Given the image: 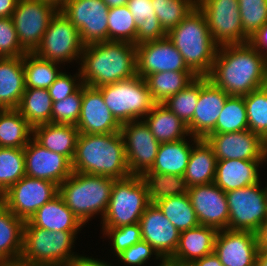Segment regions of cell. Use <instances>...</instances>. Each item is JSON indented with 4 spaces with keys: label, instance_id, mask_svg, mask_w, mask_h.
Wrapping results in <instances>:
<instances>
[{
    "label": "cell",
    "instance_id": "obj_1",
    "mask_svg": "<svg viewBox=\"0 0 267 266\" xmlns=\"http://www.w3.org/2000/svg\"><path fill=\"white\" fill-rule=\"evenodd\" d=\"M208 79L229 96L267 86V59L249 42L218 46Z\"/></svg>",
    "mask_w": 267,
    "mask_h": 266
},
{
    "label": "cell",
    "instance_id": "obj_2",
    "mask_svg": "<svg viewBox=\"0 0 267 266\" xmlns=\"http://www.w3.org/2000/svg\"><path fill=\"white\" fill-rule=\"evenodd\" d=\"M80 62L84 85L99 88L127 80L137 75L136 45L118 41L88 44L83 48Z\"/></svg>",
    "mask_w": 267,
    "mask_h": 266
},
{
    "label": "cell",
    "instance_id": "obj_3",
    "mask_svg": "<svg viewBox=\"0 0 267 266\" xmlns=\"http://www.w3.org/2000/svg\"><path fill=\"white\" fill-rule=\"evenodd\" d=\"M72 169L74 172L100 175L115 180L131 176L121 132L79 133Z\"/></svg>",
    "mask_w": 267,
    "mask_h": 266
},
{
    "label": "cell",
    "instance_id": "obj_4",
    "mask_svg": "<svg viewBox=\"0 0 267 266\" xmlns=\"http://www.w3.org/2000/svg\"><path fill=\"white\" fill-rule=\"evenodd\" d=\"M167 38L196 77L210 74L218 45L213 41L205 15L198 6L167 33Z\"/></svg>",
    "mask_w": 267,
    "mask_h": 266
},
{
    "label": "cell",
    "instance_id": "obj_5",
    "mask_svg": "<svg viewBox=\"0 0 267 266\" xmlns=\"http://www.w3.org/2000/svg\"><path fill=\"white\" fill-rule=\"evenodd\" d=\"M115 179L74 172L59 185V195L66 206L85 225L89 219L101 214L103 218L110 200Z\"/></svg>",
    "mask_w": 267,
    "mask_h": 266
},
{
    "label": "cell",
    "instance_id": "obj_6",
    "mask_svg": "<svg viewBox=\"0 0 267 266\" xmlns=\"http://www.w3.org/2000/svg\"><path fill=\"white\" fill-rule=\"evenodd\" d=\"M79 231H49L24 223L23 250L20 259L29 263L68 266L82 255L72 248Z\"/></svg>",
    "mask_w": 267,
    "mask_h": 266
},
{
    "label": "cell",
    "instance_id": "obj_7",
    "mask_svg": "<svg viewBox=\"0 0 267 266\" xmlns=\"http://www.w3.org/2000/svg\"><path fill=\"white\" fill-rule=\"evenodd\" d=\"M111 114L122 125L143 119L157 104L146 80L139 75L98 88Z\"/></svg>",
    "mask_w": 267,
    "mask_h": 266
},
{
    "label": "cell",
    "instance_id": "obj_8",
    "mask_svg": "<svg viewBox=\"0 0 267 266\" xmlns=\"http://www.w3.org/2000/svg\"><path fill=\"white\" fill-rule=\"evenodd\" d=\"M150 204L147 186L141 176L131 175L125 179L115 180L107 210L101 220L102 227H121L139 223Z\"/></svg>",
    "mask_w": 267,
    "mask_h": 266
},
{
    "label": "cell",
    "instance_id": "obj_9",
    "mask_svg": "<svg viewBox=\"0 0 267 266\" xmlns=\"http://www.w3.org/2000/svg\"><path fill=\"white\" fill-rule=\"evenodd\" d=\"M84 44L79 31L71 21L58 10L52 17L41 43L34 53L49 61L65 64L81 60Z\"/></svg>",
    "mask_w": 267,
    "mask_h": 266
},
{
    "label": "cell",
    "instance_id": "obj_10",
    "mask_svg": "<svg viewBox=\"0 0 267 266\" xmlns=\"http://www.w3.org/2000/svg\"><path fill=\"white\" fill-rule=\"evenodd\" d=\"M197 6L218 46L249 42L242 28L238 0H197Z\"/></svg>",
    "mask_w": 267,
    "mask_h": 266
},
{
    "label": "cell",
    "instance_id": "obj_11",
    "mask_svg": "<svg viewBox=\"0 0 267 266\" xmlns=\"http://www.w3.org/2000/svg\"><path fill=\"white\" fill-rule=\"evenodd\" d=\"M59 7L46 0H18L12 14L21 47L34 52Z\"/></svg>",
    "mask_w": 267,
    "mask_h": 266
},
{
    "label": "cell",
    "instance_id": "obj_12",
    "mask_svg": "<svg viewBox=\"0 0 267 266\" xmlns=\"http://www.w3.org/2000/svg\"><path fill=\"white\" fill-rule=\"evenodd\" d=\"M229 209L228 230L254 232L267 218L265 193L260 183L225 192Z\"/></svg>",
    "mask_w": 267,
    "mask_h": 266
},
{
    "label": "cell",
    "instance_id": "obj_13",
    "mask_svg": "<svg viewBox=\"0 0 267 266\" xmlns=\"http://www.w3.org/2000/svg\"><path fill=\"white\" fill-rule=\"evenodd\" d=\"M59 10L79 31L84 45L108 41L109 7L103 0H65Z\"/></svg>",
    "mask_w": 267,
    "mask_h": 266
},
{
    "label": "cell",
    "instance_id": "obj_14",
    "mask_svg": "<svg viewBox=\"0 0 267 266\" xmlns=\"http://www.w3.org/2000/svg\"><path fill=\"white\" fill-rule=\"evenodd\" d=\"M58 194L59 186L54 182L25 175L9 188L0 200L16 217L27 221Z\"/></svg>",
    "mask_w": 267,
    "mask_h": 266
},
{
    "label": "cell",
    "instance_id": "obj_15",
    "mask_svg": "<svg viewBox=\"0 0 267 266\" xmlns=\"http://www.w3.org/2000/svg\"><path fill=\"white\" fill-rule=\"evenodd\" d=\"M131 175L142 176L155 162L160 143L143 119L121 125L120 130Z\"/></svg>",
    "mask_w": 267,
    "mask_h": 266
},
{
    "label": "cell",
    "instance_id": "obj_16",
    "mask_svg": "<svg viewBox=\"0 0 267 266\" xmlns=\"http://www.w3.org/2000/svg\"><path fill=\"white\" fill-rule=\"evenodd\" d=\"M204 139L212 146L217 161L267 160L264 139L252 131L209 133Z\"/></svg>",
    "mask_w": 267,
    "mask_h": 266
},
{
    "label": "cell",
    "instance_id": "obj_17",
    "mask_svg": "<svg viewBox=\"0 0 267 266\" xmlns=\"http://www.w3.org/2000/svg\"><path fill=\"white\" fill-rule=\"evenodd\" d=\"M137 75L146 78L157 72H191L169 38L136 45Z\"/></svg>",
    "mask_w": 267,
    "mask_h": 266
},
{
    "label": "cell",
    "instance_id": "obj_18",
    "mask_svg": "<svg viewBox=\"0 0 267 266\" xmlns=\"http://www.w3.org/2000/svg\"><path fill=\"white\" fill-rule=\"evenodd\" d=\"M199 225L217 230L228 228L229 209L225 192L215 183L195 185L187 193Z\"/></svg>",
    "mask_w": 267,
    "mask_h": 266
},
{
    "label": "cell",
    "instance_id": "obj_19",
    "mask_svg": "<svg viewBox=\"0 0 267 266\" xmlns=\"http://www.w3.org/2000/svg\"><path fill=\"white\" fill-rule=\"evenodd\" d=\"M23 150L26 176L59 186L73 173L72 162L66 156L42 147L33 138Z\"/></svg>",
    "mask_w": 267,
    "mask_h": 266
},
{
    "label": "cell",
    "instance_id": "obj_20",
    "mask_svg": "<svg viewBox=\"0 0 267 266\" xmlns=\"http://www.w3.org/2000/svg\"><path fill=\"white\" fill-rule=\"evenodd\" d=\"M142 240L149 243L162 259H170L179 244L180 231L156 204H150L140 221Z\"/></svg>",
    "mask_w": 267,
    "mask_h": 266
},
{
    "label": "cell",
    "instance_id": "obj_21",
    "mask_svg": "<svg viewBox=\"0 0 267 266\" xmlns=\"http://www.w3.org/2000/svg\"><path fill=\"white\" fill-rule=\"evenodd\" d=\"M214 253L223 266H255L258 254L255 233L218 230Z\"/></svg>",
    "mask_w": 267,
    "mask_h": 266
},
{
    "label": "cell",
    "instance_id": "obj_22",
    "mask_svg": "<svg viewBox=\"0 0 267 266\" xmlns=\"http://www.w3.org/2000/svg\"><path fill=\"white\" fill-rule=\"evenodd\" d=\"M76 127L83 134H108L121 130V124L104 103L101 91L84 84L81 113Z\"/></svg>",
    "mask_w": 267,
    "mask_h": 266
},
{
    "label": "cell",
    "instance_id": "obj_23",
    "mask_svg": "<svg viewBox=\"0 0 267 266\" xmlns=\"http://www.w3.org/2000/svg\"><path fill=\"white\" fill-rule=\"evenodd\" d=\"M229 95L215 86L208 77H201V90L192 122L187 126L190 136L205 138L216 126Z\"/></svg>",
    "mask_w": 267,
    "mask_h": 266
},
{
    "label": "cell",
    "instance_id": "obj_24",
    "mask_svg": "<svg viewBox=\"0 0 267 266\" xmlns=\"http://www.w3.org/2000/svg\"><path fill=\"white\" fill-rule=\"evenodd\" d=\"M267 160H220L216 164L214 183L224 192L261 183L259 165Z\"/></svg>",
    "mask_w": 267,
    "mask_h": 266
},
{
    "label": "cell",
    "instance_id": "obj_25",
    "mask_svg": "<svg viewBox=\"0 0 267 266\" xmlns=\"http://www.w3.org/2000/svg\"><path fill=\"white\" fill-rule=\"evenodd\" d=\"M218 230L204 225L180 232L179 244L169 259L185 266L214 252Z\"/></svg>",
    "mask_w": 267,
    "mask_h": 266
},
{
    "label": "cell",
    "instance_id": "obj_26",
    "mask_svg": "<svg viewBox=\"0 0 267 266\" xmlns=\"http://www.w3.org/2000/svg\"><path fill=\"white\" fill-rule=\"evenodd\" d=\"M190 137L194 146L184 174L187 186L214 183L217 159L212 146L206 139Z\"/></svg>",
    "mask_w": 267,
    "mask_h": 266
},
{
    "label": "cell",
    "instance_id": "obj_27",
    "mask_svg": "<svg viewBox=\"0 0 267 266\" xmlns=\"http://www.w3.org/2000/svg\"><path fill=\"white\" fill-rule=\"evenodd\" d=\"M79 130L76 125L47 123L33 127L32 138L42 147L73 161Z\"/></svg>",
    "mask_w": 267,
    "mask_h": 266
},
{
    "label": "cell",
    "instance_id": "obj_28",
    "mask_svg": "<svg viewBox=\"0 0 267 266\" xmlns=\"http://www.w3.org/2000/svg\"><path fill=\"white\" fill-rule=\"evenodd\" d=\"M24 91L22 57L0 58V109H17Z\"/></svg>",
    "mask_w": 267,
    "mask_h": 266
},
{
    "label": "cell",
    "instance_id": "obj_29",
    "mask_svg": "<svg viewBox=\"0 0 267 266\" xmlns=\"http://www.w3.org/2000/svg\"><path fill=\"white\" fill-rule=\"evenodd\" d=\"M33 226L49 231H80L84 225L58 194L40 207L28 220Z\"/></svg>",
    "mask_w": 267,
    "mask_h": 266
},
{
    "label": "cell",
    "instance_id": "obj_30",
    "mask_svg": "<svg viewBox=\"0 0 267 266\" xmlns=\"http://www.w3.org/2000/svg\"><path fill=\"white\" fill-rule=\"evenodd\" d=\"M25 221L16 217L0 200V262L10 264L20 259Z\"/></svg>",
    "mask_w": 267,
    "mask_h": 266
},
{
    "label": "cell",
    "instance_id": "obj_31",
    "mask_svg": "<svg viewBox=\"0 0 267 266\" xmlns=\"http://www.w3.org/2000/svg\"><path fill=\"white\" fill-rule=\"evenodd\" d=\"M143 120L159 143L180 141L190 136L187 125L161 103H157Z\"/></svg>",
    "mask_w": 267,
    "mask_h": 266
},
{
    "label": "cell",
    "instance_id": "obj_32",
    "mask_svg": "<svg viewBox=\"0 0 267 266\" xmlns=\"http://www.w3.org/2000/svg\"><path fill=\"white\" fill-rule=\"evenodd\" d=\"M192 145L187 139L160 143L155 162L149 171L184 176Z\"/></svg>",
    "mask_w": 267,
    "mask_h": 266
},
{
    "label": "cell",
    "instance_id": "obj_33",
    "mask_svg": "<svg viewBox=\"0 0 267 266\" xmlns=\"http://www.w3.org/2000/svg\"><path fill=\"white\" fill-rule=\"evenodd\" d=\"M31 136L33 127L17 109H0V147L24 149Z\"/></svg>",
    "mask_w": 267,
    "mask_h": 266
},
{
    "label": "cell",
    "instance_id": "obj_34",
    "mask_svg": "<svg viewBox=\"0 0 267 266\" xmlns=\"http://www.w3.org/2000/svg\"><path fill=\"white\" fill-rule=\"evenodd\" d=\"M53 101L48 89L25 88L17 110L32 126L52 123Z\"/></svg>",
    "mask_w": 267,
    "mask_h": 266
},
{
    "label": "cell",
    "instance_id": "obj_35",
    "mask_svg": "<svg viewBox=\"0 0 267 266\" xmlns=\"http://www.w3.org/2000/svg\"><path fill=\"white\" fill-rule=\"evenodd\" d=\"M196 76L192 72H157L148 75L145 80L156 103L165 102L190 84Z\"/></svg>",
    "mask_w": 267,
    "mask_h": 266
},
{
    "label": "cell",
    "instance_id": "obj_36",
    "mask_svg": "<svg viewBox=\"0 0 267 266\" xmlns=\"http://www.w3.org/2000/svg\"><path fill=\"white\" fill-rule=\"evenodd\" d=\"M25 72V88L48 89L61 74L59 63L37 56L34 52H27L22 57Z\"/></svg>",
    "mask_w": 267,
    "mask_h": 266
},
{
    "label": "cell",
    "instance_id": "obj_37",
    "mask_svg": "<svg viewBox=\"0 0 267 266\" xmlns=\"http://www.w3.org/2000/svg\"><path fill=\"white\" fill-rule=\"evenodd\" d=\"M146 183L151 204L161 199L188 193L184 176L146 171L142 176Z\"/></svg>",
    "mask_w": 267,
    "mask_h": 266
},
{
    "label": "cell",
    "instance_id": "obj_38",
    "mask_svg": "<svg viewBox=\"0 0 267 266\" xmlns=\"http://www.w3.org/2000/svg\"><path fill=\"white\" fill-rule=\"evenodd\" d=\"M155 204L180 232L199 225L187 194L164 198Z\"/></svg>",
    "mask_w": 267,
    "mask_h": 266
},
{
    "label": "cell",
    "instance_id": "obj_39",
    "mask_svg": "<svg viewBox=\"0 0 267 266\" xmlns=\"http://www.w3.org/2000/svg\"><path fill=\"white\" fill-rule=\"evenodd\" d=\"M248 130L243 96H229L224 103L215 128L210 133H231Z\"/></svg>",
    "mask_w": 267,
    "mask_h": 266
},
{
    "label": "cell",
    "instance_id": "obj_40",
    "mask_svg": "<svg viewBox=\"0 0 267 266\" xmlns=\"http://www.w3.org/2000/svg\"><path fill=\"white\" fill-rule=\"evenodd\" d=\"M24 176V150L0 147V197Z\"/></svg>",
    "mask_w": 267,
    "mask_h": 266
},
{
    "label": "cell",
    "instance_id": "obj_41",
    "mask_svg": "<svg viewBox=\"0 0 267 266\" xmlns=\"http://www.w3.org/2000/svg\"><path fill=\"white\" fill-rule=\"evenodd\" d=\"M200 90L201 77H196L184 89L163 102V105L176 114L188 126L192 122Z\"/></svg>",
    "mask_w": 267,
    "mask_h": 266
},
{
    "label": "cell",
    "instance_id": "obj_42",
    "mask_svg": "<svg viewBox=\"0 0 267 266\" xmlns=\"http://www.w3.org/2000/svg\"><path fill=\"white\" fill-rule=\"evenodd\" d=\"M137 26L127 5L109 8L108 41L134 44Z\"/></svg>",
    "mask_w": 267,
    "mask_h": 266
},
{
    "label": "cell",
    "instance_id": "obj_43",
    "mask_svg": "<svg viewBox=\"0 0 267 266\" xmlns=\"http://www.w3.org/2000/svg\"><path fill=\"white\" fill-rule=\"evenodd\" d=\"M248 129L267 138V86L244 95Z\"/></svg>",
    "mask_w": 267,
    "mask_h": 266
},
{
    "label": "cell",
    "instance_id": "obj_44",
    "mask_svg": "<svg viewBox=\"0 0 267 266\" xmlns=\"http://www.w3.org/2000/svg\"><path fill=\"white\" fill-rule=\"evenodd\" d=\"M161 27L168 33L196 6L197 0H151Z\"/></svg>",
    "mask_w": 267,
    "mask_h": 266
},
{
    "label": "cell",
    "instance_id": "obj_45",
    "mask_svg": "<svg viewBox=\"0 0 267 266\" xmlns=\"http://www.w3.org/2000/svg\"><path fill=\"white\" fill-rule=\"evenodd\" d=\"M244 33L250 38L267 22V0H238Z\"/></svg>",
    "mask_w": 267,
    "mask_h": 266
},
{
    "label": "cell",
    "instance_id": "obj_46",
    "mask_svg": "<svg viewBox=\"0 0 267 266\" xmlns=\"http://www.w3.org/2000/svg\"><path fill=\"white\" fill-rule=\"evenodd\" d=\"M83 85L64 100L53 102L52 123L76 125L82 106Z\"/></svg>",
    "mask_w": 267,
    "mask_h": 266
},
{
    "label": "cell",
    "instance_id": "obj_47",
    "mask_svg": "<svg viewBox=\"0 0 267 266\" xmlns=\"http://www.w3.org/2000/svg\"><path fill=\"white\" fill-rule=\"evenodd\" d=\"M103 235L112 241L115 256L142 240L139 223L121 227H102Z\"/></svg>",
    "mask_w": 267,
    "mask_h": 266
},
{
    "label": "cell",
    "instance_id": "obj_48",
    "mask_svg": "<svg viewBox=\"0 0 267 266\" xmlns=\"http://www.w3.org/2000/svg\"><path fill=\"white\" fill-rule=\"evenodd\" d=\"M26 53L20 45L12 17L0 18V58L23 57Z\"/></svg>",
    "mask_w": 267,
    "mask_h": 266
},
{
    "label": "cell",
    "instance_id": "obj_49",
    "mask_svg": "<svg viewBox=\"0 0 267 266\" xmlns=\"http://www.w3.org/2000/svg\"><path fill=\"white\" fill-rule=\"evenodd\" d=\"M82 85L79 69L74 76L61 71L55 82L48 88V92L53 102L61 101L75 93Z\"/></svg>",
    "mask_w": 267,
    "mask_h": 266
},
{
    "label": "cell",
    "instance_id": "obj_50",
    "mask_svg": "<svg viewBox=\"0 0 267 266\" xmlns=\"http://www.w3.org/2000/svg\"><path fill=\"white\" fill-rule=\"evenodd\" d=\"M153 254L156 256V260H163L149 243L141 240L122 251L117 255V258L125 265L141 266L144 265V263L146 264Z\"/></svg>",
    "mask_w": 267,
    "mask_h": 266
},
{
    "label": "cell",
    "instance_id": "obj_51",
    "mask_svg": "<svg viewBox=\"0 0 267 266\" xmlns=\"http://www.w3.org/2000/svg\"><path fill=\"white\" fill-rule=\"evenodd\" d=\"M165 37H167V33L161 27L159 20H143L142 23L137 26V35L134 44L139 45L149 41L160 40Z\"/></svg>",
    "mask_w": 267,
    "mask_h": 266
},
{
    "label": "cell",
    "instance_id": "obj_52",
    "mask_svg": "<svg viewBox=\"0 0 267 266\" xmlns=\"http://www.w3.org/2000/svg\"><path fill=\"white\" fill-rule=\"evenodd\" d=\"M127 6L136 26L141 24L143 20H159L151 0H128Z\"/></svg>",
    "mask_w": 267,
    "mask_h": 266
},
{
    "label": "cell",
    "instance_id": "obj_53",
    "mask_svg": "<svg viewBox=\"0 0 267 266\" xmlns=\"http://www.w3.org/2000/svg\"><path fill=\"white\" fill-rule=\"evenodd\" d=\"M249 43L267 59V22L250 37Z\"/></svg>",
    "mask_w": 267,
    "mask_h": 266
},
{
    "label": "cell",
    "instance_id": "obj_54",
    "mask_svg": "<svg viewBox=\"0 0 267 266\" xmlns=\"http://www.w3.org/2000/svg\"><path fill=\"white\" fill-rule=\"evenodd\" d=\"M258 251H267V218L255 231Z\"/></svg>",
    "mask_w": 267,
    "mask_h": 266
},
{
    "label": "cell",
    "instance_id": "obj_55",
    "mask_svg": "<svg viewBox=\"0 0 267 266\" xmlns=\"http://www.w3.org/2000/svg\"><path fill=\"white\" fill-rule=\"evenodd\" d=\"M68 266H111V264L92 257L81 256L80 258L74 260Z\"/></svg>",
    "mask_w": 267,
    "mask_h": 266
},
{
    "label": "cell",
    "instance_id": "obj_56",
    "mask_svg": "<svg viewBox=\"0 0 267 266\" xmlns=\"http://www.w3.org/2000/svg\"><path fill=\"white\" fill-rule=\"evenodd\" d=\"M188 266H223L220 262V259L213 252L209 255H206L200 259L194 260Z\"/></svg>",
    "mask_w": 267,
    "mask_h": 266
},
{
    "label": "cell",
    "instance_id": "obj_57",
    "mask_svg": "<svg viewBox=\"0 0 267 266\" xmlns=\"http://www.w3.org/2000/svg\"><path fill=\"white\" fill-rule=\"evenodd\" d=\"M18 0H0V18L12 17Z\"/></svg>",
    "mask_w": 267,
    "mask_h": 266
},
{
    "label": "cell",
    "instance_id": "obj_58",
    "mask_svg": "<svg viewBox=\"0 0 267 266\" xmlns=\"http://www.w3.org/2000/svg\"><path fill=\"white\" fill-rule=\"evenodd\" d=\"M4 266H55L51 264H40V263H29L25 262L21 259H18L10 264L4 265Z\"/></svg>",
    "mask_w": 267,
    "mask_h": 266
},
{
    "label": "cell",
    "instance_id": "obj_59",
    "mask_svg": "<svg viewBox=\"0 0 267 266\" xmlns=\"http://www.w3.org/2000/svg\"><path fill=\"white\" fill-rule=\"evenodd\" d=\"M255 266H267V251H258Z\"/></svg>",
    "mask_w": 267,
    "mask_h": 266
},
{
    "label": "cell",
    "instance_id": "obj_60",
    "mask_svg": "<svg viewBox=\"0 0 267 266\" xmlns=\"http://www.w3.org/2000/svg\"><path fill=\"white\" fill-rule=\"evenodd\" d=\"M103 2L109 7H119L123 5H127L128 0H103Z\"/></svg>",
    "mask_w": 267,
    "mask_h": 266
},
{
    "label": "cell",
    "instance_id": "obj_61",
    "mask_svg": "<svg viewBox=\"0 0 267 266\" xmlns=\"http://www.w3.org/2000/svg\"><path fill=\"white\" fill-rule=\"evenodd\" d=\"M157 266H185V265L175 263L173 261H170L169 259H163L161 263H159V265Z\"/></svg>",
    "mask_w": 267,
    "mask_h": 266
},
{
    "label": "cell",
    "instance_id": "obj_62",
    "mask_svg": "<svg viewBox=\"0 0 267 266\" xmlns=\"http://www.w3.org/2000/svg\"><path fill=\"white\" fill-rule=\"evenodd\" d=\"M46 1H50L56 4L58 7H60L64 3L65 0H46Z\"/></svg>",
    "mask_w": 267,
    "mask_h": 266
},
{
    "label": "cell",
    "instance_id": "obj_63",
    "mask_svg": "<svg viewBox=\"0 0 267 266\" xmlns=\"http://www.w3.org/2000/svg\"><path fill=\"white\" fill-rule=\"evenodd\" d=\"M267 185V184H266ZM263 190H264V193H265V199H266V204H267V187L265 186L264 188H263Z\"/></svg>",
    "mask_w": 267,
    "mask_h": 266
},
{
    "label": "cell",
    "instance_id": "obj_64",
    "mask_svg": "<svg viewBox=\"0 0 267 266\" xmlns=\"http://www.w3.org/2000/svg\"><path fill=\"white\" fill-rule=\"evenodd\" d=\"M264 141H265V154H266V157H267V138Z\"/></svg>",
    "mask_w": 267,
    "mask_h": 266
}]
</instances>
